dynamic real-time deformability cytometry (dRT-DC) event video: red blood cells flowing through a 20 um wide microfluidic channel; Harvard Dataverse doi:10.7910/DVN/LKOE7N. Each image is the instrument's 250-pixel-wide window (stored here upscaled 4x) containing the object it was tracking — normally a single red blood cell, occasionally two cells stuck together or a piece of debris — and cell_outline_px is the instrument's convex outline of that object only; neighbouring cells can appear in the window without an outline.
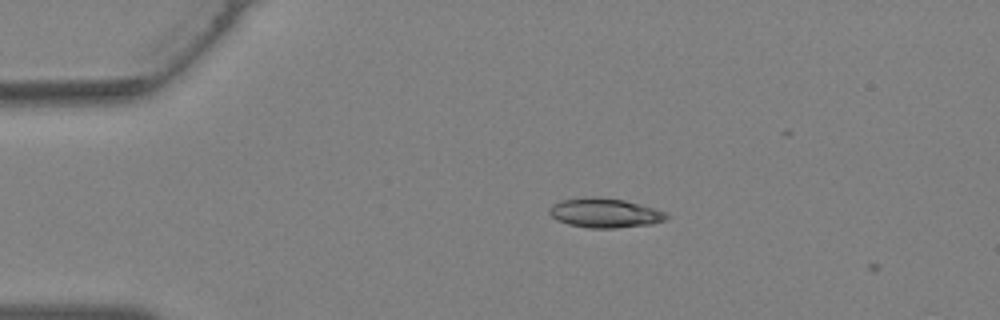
{"species": "Egyptian fruit bat (a non-hibernating species)", "species_latin": "Rousettus aegyptiacus", "temperature_condition": "warm", "stored_images_in_passage": 4, "camera_frame_rate_fps": 3000, "um_per_image_px": 0.085, "animal": {"sex": "female"}, "frame": {"image": 1, "passage_image": 3, "time_ms": 0.667, "image_size_px": [1000, 320], "cell_outline_px": [[668, 220], [652, 224], [616, 228], [588, 228], [568, 224], [556, 220], [548, 212], [548, 208], [552, 204], [560, 200], [592, 196], [596, 196], [624, 200], [640, 204], [664, 212], [668, 216]], "centroid_in_image_um": [51.38, 18.1], "position_along_channel_um": 33.6, "area_um2": 20.23}}